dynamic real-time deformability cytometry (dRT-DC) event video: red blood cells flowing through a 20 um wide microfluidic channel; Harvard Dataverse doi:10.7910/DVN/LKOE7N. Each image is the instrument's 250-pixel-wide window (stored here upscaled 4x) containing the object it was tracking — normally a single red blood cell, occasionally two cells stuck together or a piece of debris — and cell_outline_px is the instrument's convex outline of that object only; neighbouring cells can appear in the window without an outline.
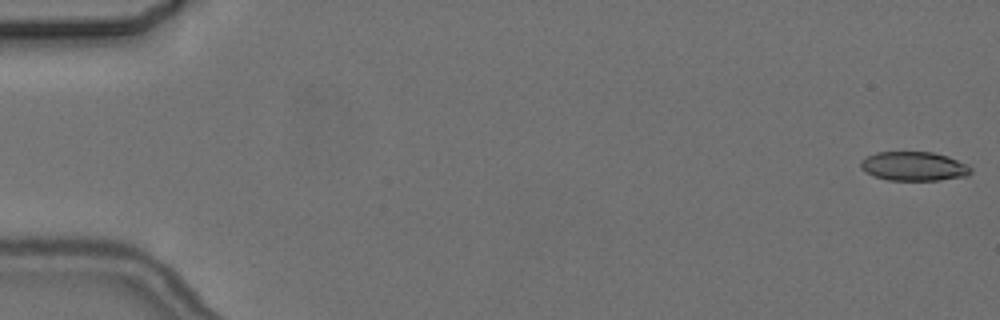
{"species": "common noctule bat (a hibernating species)", "species_latin": "Nyctalus noctula", "temperature_condition": "cold", "stored_images_in_passage": 5, "camera_frame_rate_fps": 3000, "um_per_image_px": 0.085, "animal": {"sex": "female", "body_mass_g": 24.6, "forearm_length_mm": 56.2}, "frame": {"image": 1, "passage_image": 1, "time_ms": 0.0, "image_size_px": [1000, 320], "cell_outline_px": [[972, 172], [968, 176], [940, 180], [888, 180], [872, 176], [860, 168], [860, 160], [876, 152], [932, 152], [948, 156], [968, 164], [972, 168]], "centroid_in_image_um": [77.69, 14.13], "position_along_channel_um": 7.3, "area_um2": 18.9}}
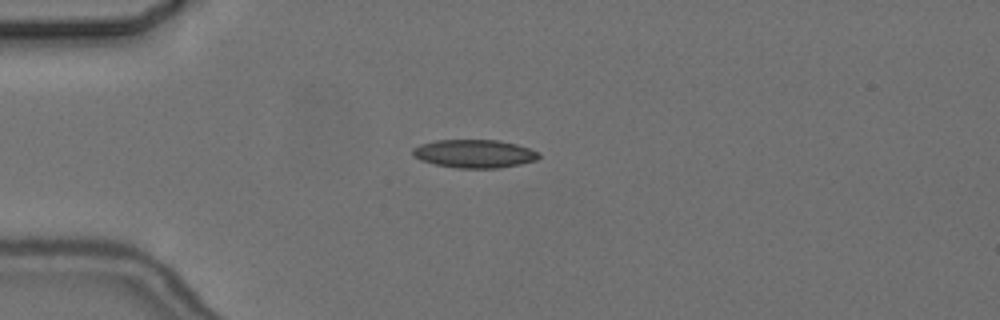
{"frame": {"image": 2, "passage_image": 5, "time_ms": 4.667, "image_size_px": [1000, 320], "cell_outline_px": [[540, 156], [536, 160], [520, 164], [500, 168], [456, 168], [436, 164], [420, 160], [412, 156], [412, 148], [420, 144], [436, 140], [500, 140], [516, 144], [540, 152]], "centroid_in_image_um": [40.31, 13.06], "position_along_channel_um": 44.7, "area_um2": 20.87}}